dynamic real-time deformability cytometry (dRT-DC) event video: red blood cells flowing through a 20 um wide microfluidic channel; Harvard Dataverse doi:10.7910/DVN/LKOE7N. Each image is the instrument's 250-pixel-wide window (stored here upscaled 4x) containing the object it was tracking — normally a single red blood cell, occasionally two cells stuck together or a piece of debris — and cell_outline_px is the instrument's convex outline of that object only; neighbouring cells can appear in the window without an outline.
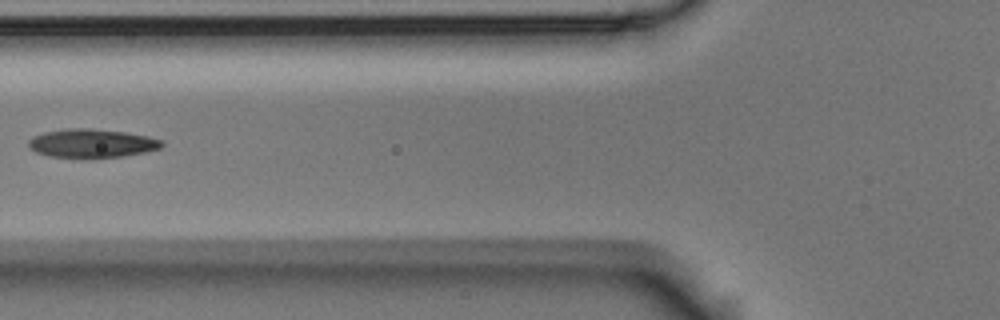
{"species": "Egyptian fruit bat (a non-hibernating species)", "species_latin": "Rousettus aegyptiacus", "temperature_condition": "room temperature", "stored_images_in_passage": 5, "camera_frame_rate_fps": 3000, "um_per_image_px": 0.085, "animal": {"sex": "male"}, "frame": {"image": 1, "passage_image": 4, "time_ms": 1.0, "image_size_px": [1000, 320], "cell_outline_px": [[164, 144], [160, 148], [144, 152], [124, 156], [92, 160], [48, 156], [36, 152], [28, 144], [28, 140], [44, 132], [68, 128], [92, 128], [124, 132], [148, 136], [164, 140]], "centroid_in_image_um": [7.83, 12.21], "position_along_channel_um": 118.0, "area_um2": 22.77}}
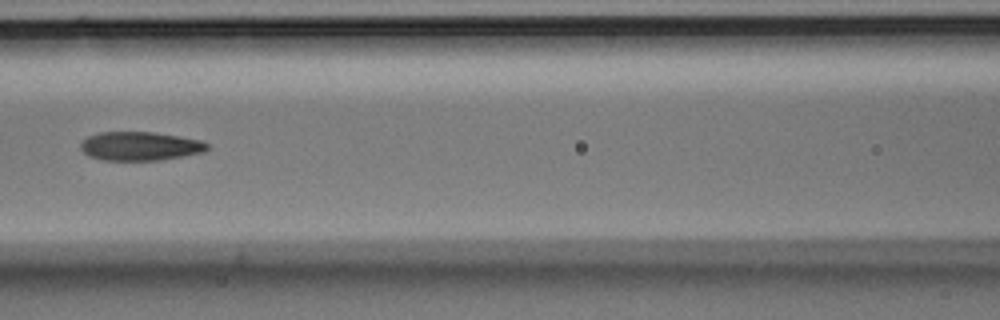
{"frame": {"image": 2, "passage_image": 5, "time_ms": 1.333, "image_size_px": [1000, 320], "cell_outline_px": [[208, 148], [204, 152], [184, 156], [160, 160], [104, 160], [88, 156], [80, 148], [80, 144], [88, 136], [100, 132], [156, 132], [180, 136], [200, 140], [208, 144]], "centroid_in_image_um": [11.91, 12.42], "position_along_channel_um": 154.7, "area_um2": 21.27}}